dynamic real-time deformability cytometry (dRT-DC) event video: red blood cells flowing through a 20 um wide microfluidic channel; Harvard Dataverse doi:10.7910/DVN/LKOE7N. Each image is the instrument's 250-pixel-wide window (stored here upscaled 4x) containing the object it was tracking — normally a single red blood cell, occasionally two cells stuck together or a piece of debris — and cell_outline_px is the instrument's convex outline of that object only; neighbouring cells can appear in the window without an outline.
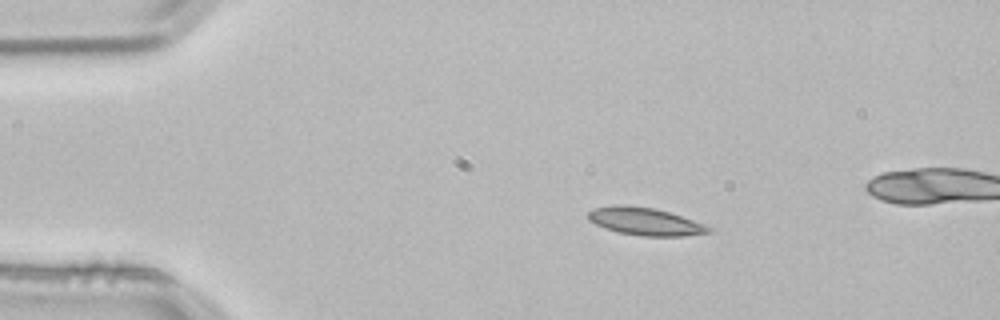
{"species": "common noctule bat (a hibernating species)", "species_latin": "Nyctalus noctula", "temperature_condition": "room temperature", "stored_images_in_passage": 3, "camera_frame_rate_fps": 3000, "um_per_image_px": 0.085, "animal": {"sex": "male", "body_mass_g": 21.5, "forearm_length_mm": 52.0}, "frame": {"image": 1, "passage_image": 1, "time_ms": 0.0, "image_size_px": [1000, 320], "cell_outline_px": [[712, 232], [684, 236], [644, 236], [620, 232], [596, 224], [588, 220], [588, 212], [596, 208], [612, 204], [624, 204], [656, 208], [692, 220], [712, 228]], "centroid_in_image_um": [54.83, 18.81], "position_along_channel_um": 30.2, "area_um2": 19.19}}